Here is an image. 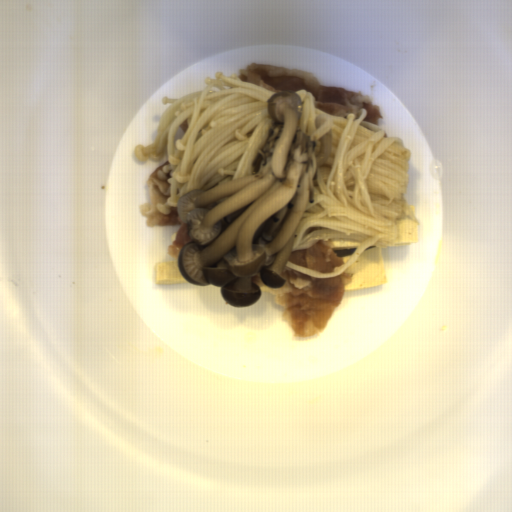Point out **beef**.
<instances>
[{
    "mask_svg": "<svg viewBox=\"0 0 512 512\" xmlns=\"http://www.w3.org/2000/svg\"><path fill=\"white\" fill-rule=\"evenodd\" d=\"M280 276L285 280L282 287L271 289L265 285L261 291L274 294L276 304L283 306L282 320L295 339H302L326 330L354 274L315 278L285 265Z\"/></svg>",
    "mask_w": 512,
    "mask_h": 512,
    "instance_id": "33117281",
    "label": "beef"
},
{
    "mask_svg": "<svg viewBox=\"0 0 512 512\" xmlns=\"http://www.w3.org/2000/svg\"><path fill=\"white\" fill-rule=\"evenodd\" d=\"M237 77L275 93L307 90L314 98V107L327 114L346 119L347 114H357L364 108L367 115L362 121L379 126V121L385 119L369 95L342 86H325L313 72L299 68L251 63L239 69Z\"/></svg>",
    "mask_w": 512,
    "mask_h": 512,
    "instance_id": "835553da",
    "label": "beef"
},
{
    "mask_svg": "<svg viewBox=\"0 0 512 512\" xmlns=\"http://www.w3.org/2000/svg\"><path fill=\"white\" fill-rule=\"evenodd\" d=\"M170 159L158 166L147 179L148 183V198L149 203L140 205L139 211L143 218H146V227H171L174 225H181L175 240L171 245H168L167 255L178 260L181 248L192 241L188 234V224L184 223L178 213V207H171L170 214L162 213L157 204H164L170 197L171 185L170 182L165 181L158 176V172L163 170L164 166H169Z\"/></svg>",
    "mask_w": 512,
    "mask_h": 512,
    "instance_id": "3709a7b0",
    "label": "beef"
},
{
    "mask_svg": "<svg viewBox=\"0 0 512 512\" xmlns=\"http://www.w3.org/2000/svg\"><path fill=\"white\" fill-rule=\"evenodd\" d=\"M333 239L321 240L309 248L291 251L287 262L301 265L309 270L331 273L335 267L344 265V261L334 252Z\"/></svg>",
    "mask_w": 512,
    "mask_h": 512,
    "instance_id": "2567d371",
    "label": "beef"
}]
</instances>
